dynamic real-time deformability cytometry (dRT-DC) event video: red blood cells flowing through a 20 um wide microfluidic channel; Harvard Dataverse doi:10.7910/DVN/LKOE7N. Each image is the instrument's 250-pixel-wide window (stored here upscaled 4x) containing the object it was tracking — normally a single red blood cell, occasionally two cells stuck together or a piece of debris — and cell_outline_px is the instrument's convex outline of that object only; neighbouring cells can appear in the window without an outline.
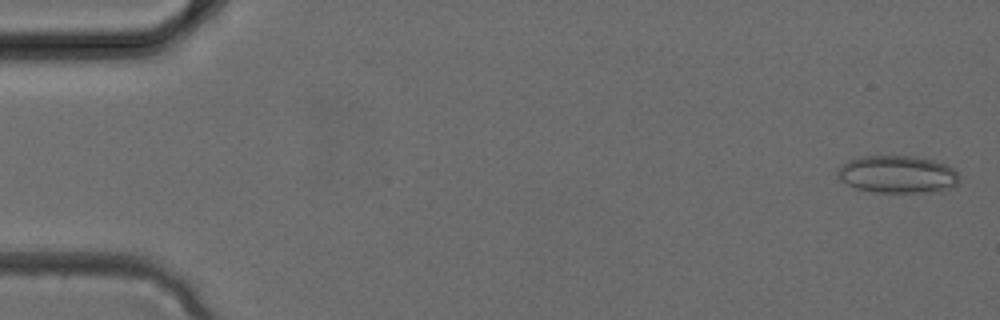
{"species": "common noctule bat (a hibernating species)", "species_latin": "Nyctalus noctula", "temperature_condition": "cold", "stored_images_in_passage": 7, "camera_frame_rate_fps": 3000, "um_per_image_px": 0.085, "animal": {"sex": "female", "body_mass_g": 24.6, "forearm_length_mm": 56.2}, "frame": {"image": 1, "passage_image": 1, "time_ms": 0.0, "image_size_px": [1000, 320], "cell_outline_px": [[960, 180], [956, 184], [940, 192], [876, 192], [856, 188], [840, 180], [836, 176], [836, 172], [840, 164], [848, 160], [860, 156], [912, 156], [932, 160], [948, 164], [960, 176]], "centroid_in_image_um": [76.27, 14.81], "position_along_channel_um": 8.7, "area_um2": 26.82}}